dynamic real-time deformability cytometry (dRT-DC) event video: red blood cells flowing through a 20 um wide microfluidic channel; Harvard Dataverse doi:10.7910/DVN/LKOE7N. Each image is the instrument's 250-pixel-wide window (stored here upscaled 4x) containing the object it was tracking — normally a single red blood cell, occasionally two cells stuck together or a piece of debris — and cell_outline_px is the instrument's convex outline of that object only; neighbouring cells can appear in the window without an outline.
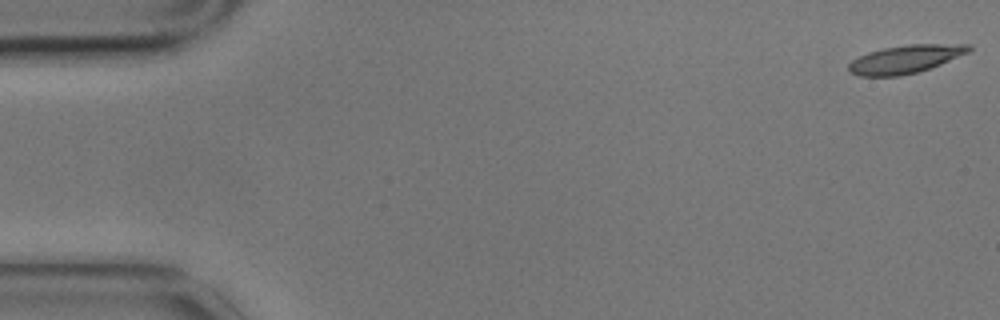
{"species": "common noctule bat (a hibernating species)", "species_latin": "Nyctalus noctula", "temperature_condition": "cold", "stored_images_in_passage": 6, "camera_frame_rate_fps": 3000, "um_per_image_px": 0.085, "animal": {"sex": "male", "body_mass_g": 17.9}, "frame": {"image": 1, "passage_image": 1, "time_ms": 0.0, "image_size_px": [1000, 320], "cell_outline_px": [[972, 48], [968, 52], [940, 64], [916, 72], [900, 76], [860, 76], [848, 72], [848, 64], [852, 60], [868, 52], [884, 48], [908, 44], [972, 44]], "centroid_in_image_um": [76.93, 5.02], "position_along_channel_um": 8.1, "area_um2": 19.54}}
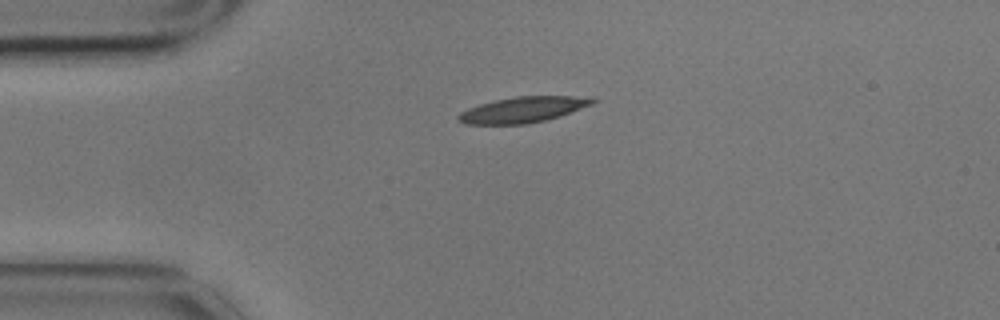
{"frame": {"image": 2, "passage_image": 4, "time_ms": 1.0, "image_size_px": [1000, 320], "cell_outline_px": [[596, 100], [592, 104], [544, 120], [528, 124], [464, 124], [456, 116], [460, 112], [468, 108], [492, 100], [516, 96], [596, 96]], "centroid_in_image_um": [44.43, 9.3], "position_along_channel_um": 40.6, "area_um2": 20.0}}